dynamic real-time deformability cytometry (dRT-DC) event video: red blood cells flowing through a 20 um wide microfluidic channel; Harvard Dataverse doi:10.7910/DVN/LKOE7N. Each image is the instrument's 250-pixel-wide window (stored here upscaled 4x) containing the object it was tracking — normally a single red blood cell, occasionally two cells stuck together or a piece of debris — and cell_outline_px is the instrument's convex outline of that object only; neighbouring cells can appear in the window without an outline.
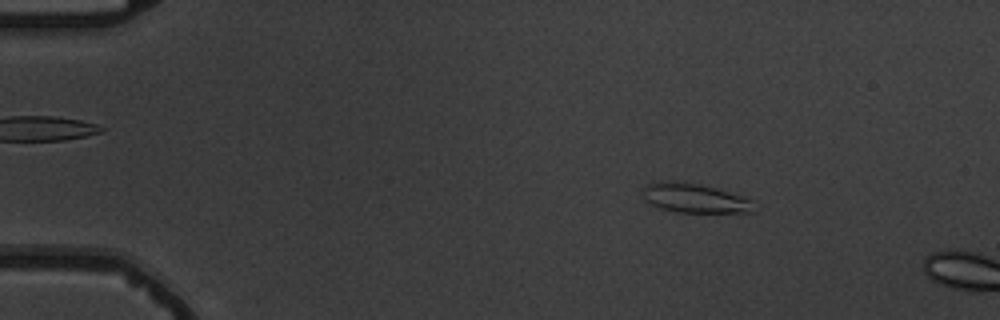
{"species": "common noctule bat (a hibernating species)", "species_latin": "Nyctalus noctula", "temperature_condition": "warm", "stored_images_in_passage": 3, "camera_frame_rate_fps": 3000, "um_per_image_px": 0.085, "animal": {"sex": "male", "body_mass_g": 19.5, "forearm_length_mm": 54.6}, "frame": {"image": 1, "passage_image": 2, "time_ms": 1.0, "image_size_px": [1000, 320], "cell_outline_px": [[752, 200], [748, 212], [676, 212], [660, 208], [644, 200], [644, 184], [652, 180], [684, 180], [716, 188]], "centroid_in_image_um": [58.89, 16.79], "position_along_channel_um": 26.1, "area_um2": 18.96}}